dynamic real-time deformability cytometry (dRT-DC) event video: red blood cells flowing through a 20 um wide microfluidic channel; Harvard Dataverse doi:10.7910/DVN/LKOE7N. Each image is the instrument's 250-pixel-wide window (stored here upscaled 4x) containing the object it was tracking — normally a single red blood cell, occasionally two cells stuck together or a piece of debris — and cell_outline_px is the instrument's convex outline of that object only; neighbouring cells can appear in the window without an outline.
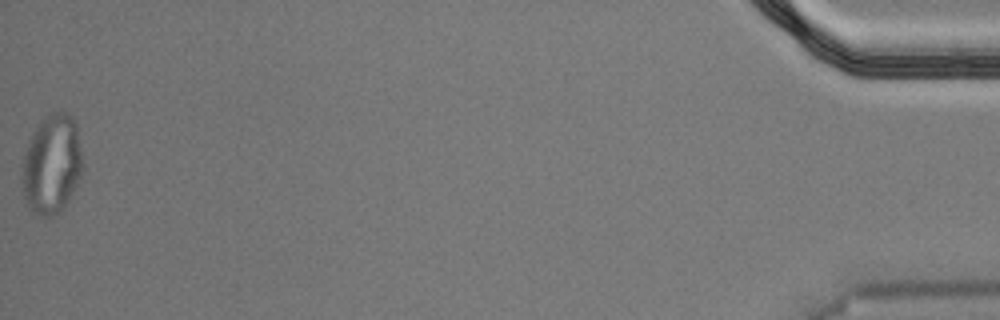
{"species": "Egyptian fruit bat (a non-hibernating species)", "species_latin": "Rousettus aegyptiacus", "temperature_condition": "cold", "stored_images_in_passage": 55, "segment_of_instrument_passage": [2, 2], "camera_frame_rate_fps": 3000, "um_per_image_px": 0.085, "animal": {"sex": "male"}, "frame": {"image": 1, "passage_image": 55, "time_ms": 18.0, "image_size_px": [1000, 320], "cell_outline_px": [[84, 168], [64, 208], [60, 212], [52, 216], [40, 216], [32, 212], [28, 208], [24, 196], [20, 176], [20, 168], [28, 140], [32, 132], [48, 112], [60, 108], [72, 116], [76, 120], [84, 164]], "centroid_in_image_um": [4.39, 13.92], "position_along_channel_um": 430.8, "area_um2": 36.18}}